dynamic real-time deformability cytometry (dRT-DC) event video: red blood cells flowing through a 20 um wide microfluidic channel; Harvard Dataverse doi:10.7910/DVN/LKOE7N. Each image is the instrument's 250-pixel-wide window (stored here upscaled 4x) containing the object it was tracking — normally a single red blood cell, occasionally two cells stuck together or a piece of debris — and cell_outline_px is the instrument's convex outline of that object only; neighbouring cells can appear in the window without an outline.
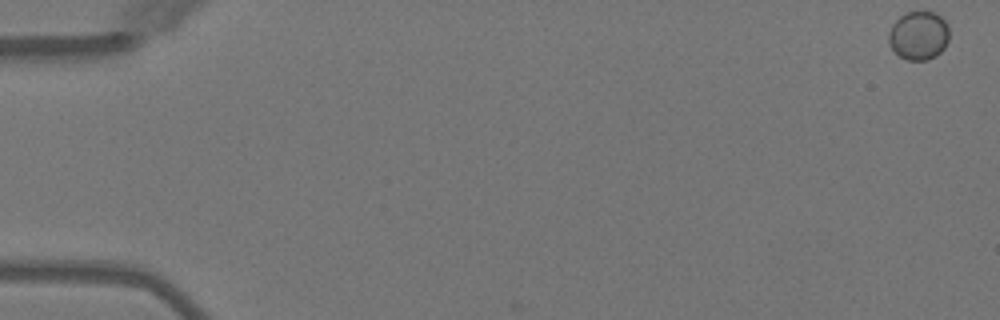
{"species": "Egyptian fruit bat (a non-hibernating species)", "species_latin": "Rousettus aegyptiacus", "temperature_condition": "warm", "stored_images_in_passage": 5, "camera_frame_rate_fps": 3000, "um_per_image_px": 0.085, "animal": {"sex": "female"}, "frame": {"image": 1, "passage_image": 1, "time_ms": 0.0, "image_size_px": [1000, 320], "cell_outline_px": [[948, 40], [944, 48], [936, 56], [928, 60], [908, 60], [900, 56], [888, 44], [888, 32], [892, 24], [900, 16], [908, 12], [936, 12], [948, 24]], "centroid_in_image_um": [78.08, 3.02], "position_along_channel_um": 6.9, "area_um2": 17.22}}
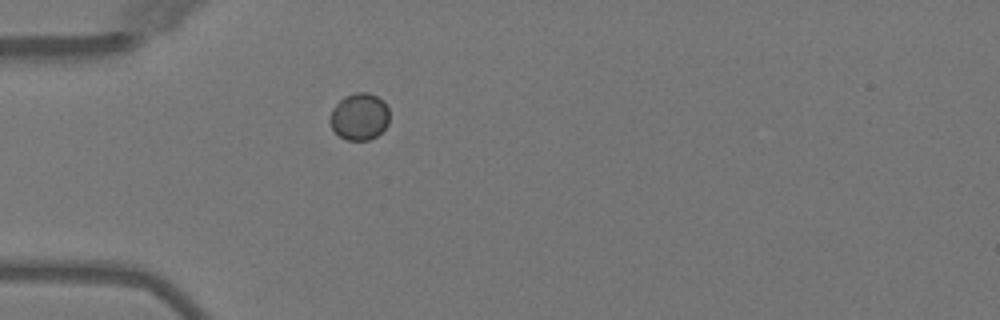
{"frame": {"image": 2, "passage_image": 5, "time_ms": 5.0, "image_size_px": [1000, 320], "cell_outline_px": [[388, 124], [376, 136], [368, 140], [348, 140], [340, 136], [332, 128], [328, 120], [332, 108], [344, 96], [356, 92], [368, 92], [384, 100], [388, 108]], "centroid_in_image_um": [30.54, 9.89], "position_along_channel_um": 54.5, "area_um2": 16.3}}